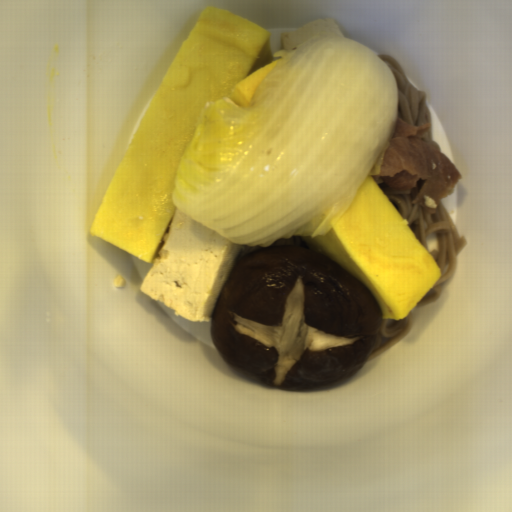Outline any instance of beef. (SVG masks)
Returning a JSON list of instances; mask_svg holds the SVG:
<instances>
[{
	"label": "beef",
	"instance_id": "33117281",
	"mask_svg": "<svg viewBox=\"0 0 512 512\" xmlns=\"http://www.w3.org/2000/svg\"><path fill=\"white\" fill-rule=\"evenodd\" d=\"M368 175L380 176L389 190L397 192L412 191L421 179L424 183L411 202L431 215L464 178L433 140L430 123L413 126L398 116L387 150Z\"/></svg>",
	"mask_w": 512,
	"mask_h": 512
}]
</instances>
